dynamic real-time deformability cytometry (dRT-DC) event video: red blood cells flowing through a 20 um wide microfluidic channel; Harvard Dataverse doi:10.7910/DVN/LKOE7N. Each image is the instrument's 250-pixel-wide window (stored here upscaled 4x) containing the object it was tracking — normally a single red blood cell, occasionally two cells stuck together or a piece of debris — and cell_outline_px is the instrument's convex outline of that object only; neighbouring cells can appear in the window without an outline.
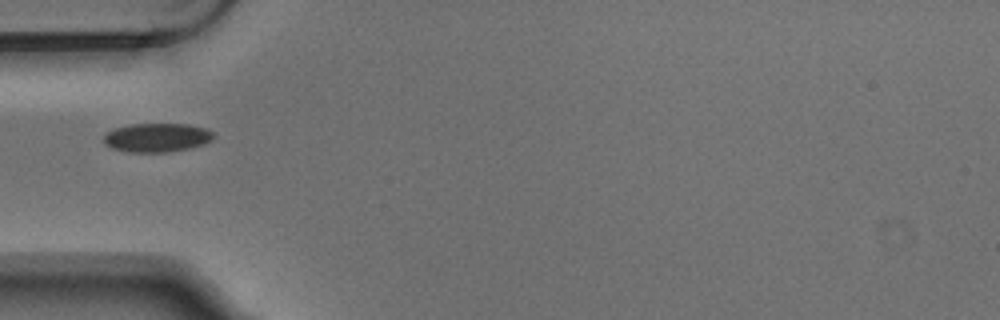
{"species": "Egyptian fruit bat (a non-hibernating species)", "species_latin": "Rousettus aegyptiacus", "temperature_condition": "warm", "stored_images_in_passage": 4, "camera_frame_rate_fps": 3000, "um_per_image_px": 0.085, "animal": {"sex": "male"}, "frame": {"image": 1, "passage_image": 1, "time_ms": 0.0, "image_size_px": [1000, 320], "cell_outline_px": [[212, 140], [204, 144], [188, 148], [164, 152], [128, 152], [112, 148], [104, 144], [104, 136], [108, 132], [116, 128], [132, 124], [188, 124], [204, 128], [212, 132]], "centroid_in_image_um": [13.32, 11.69], "position_along_channel_um": 71.7, "area_um2": 18.21}}
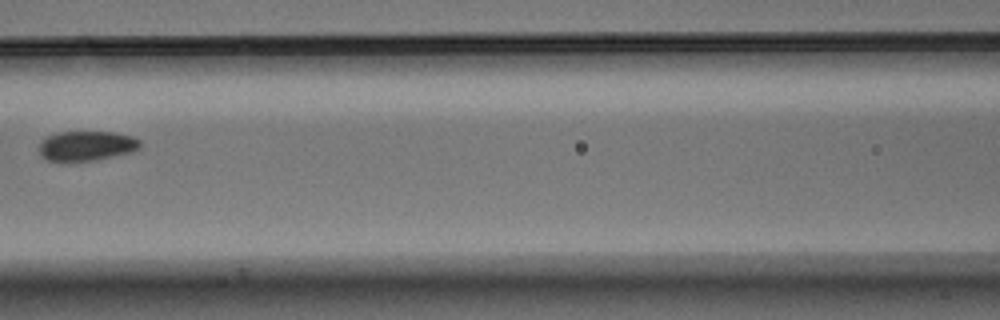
{"frame": {"image": 2, "passage_image": 3, "time_ms": 0.667, "image_size_px": [1000, 320], "cell_outline_px": [[140, 148], [132, 152], [96, 160], [68, 164], [64, 164], [44, 160], [40, 156], [40, 140], [56, 132], [112, 132], [132, 136], [140, 140]], "centroid_in_image_um": [7.29, 12.44], "position_along_channel_um": 159.3, "area_um2": 18.26}}
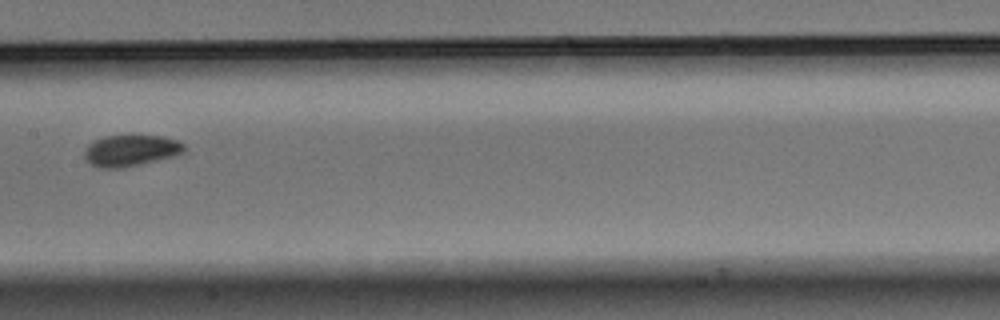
{"frame": {"image": 3, "passage_image": 4, "time_ms": 1.0, "image_size_px": [1000, 320], "cell_outline_px": [[184, 152], [140, 164], [124, 168], [100, 168], [92, 164], [84, 156], [84, 152], [88, 144], [104, 136], [132, 132], [164, 136], [176, 140], [184, 144]], "centroid_in_image_um": [11.1, 12.73], "position_along_channel_um": 196.3, "area_um2": 18.67}}